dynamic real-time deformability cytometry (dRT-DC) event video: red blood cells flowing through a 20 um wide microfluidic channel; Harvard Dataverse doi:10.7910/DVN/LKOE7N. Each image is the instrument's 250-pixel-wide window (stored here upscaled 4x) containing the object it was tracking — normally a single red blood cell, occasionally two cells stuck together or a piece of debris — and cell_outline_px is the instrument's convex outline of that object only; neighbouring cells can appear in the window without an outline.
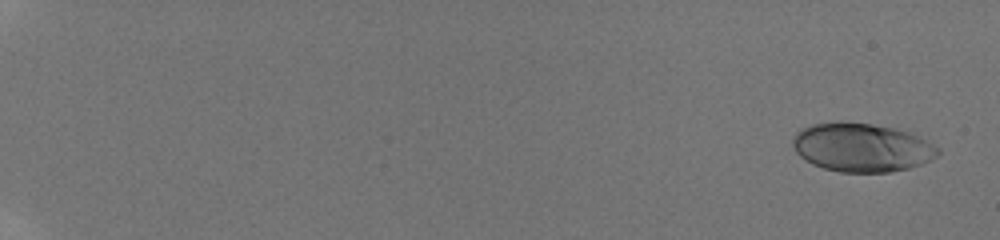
{"species": "human", "species_latin": "Homo sapiens", "temperature_condition": "room temperature", "stored_images_in_passage": 13, "camera_frame_rate_fps": 3000, "um_per_image_px": 0.085, "donor": {"sex": "male"}, "frame": {"image": 1, "passage_image": 1, "time_ms": 0.0, "image_size_px": [1000, 240], "cell_outline_px": [[940, 152], [936, 156], [920, 164], [908, 168], [888, 172], [840, 172], [824, 168], [812, 164], [804, 160], [796, 152], [792, 144], [792, 140], [796, 132], [800, 128], [812, 124], [836, 120], [844, 120], [872, 124], [892, 128], [908, 132], [940, 148]], "centroid_in_image_um": [73.17, 12.51], "position_along_channel_um": 11.8, "area_um2": 41.27}}
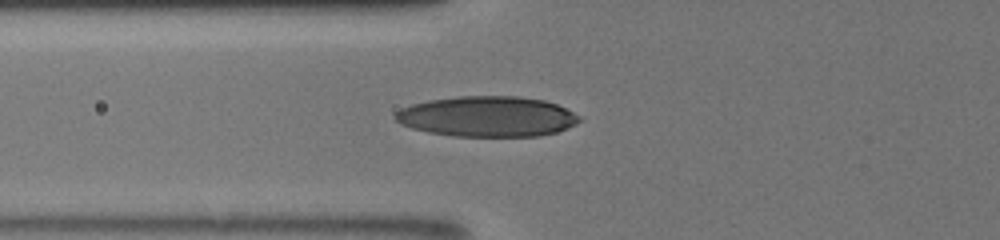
{"frame": {"image": 2, "passage_image": 10, "time_ms": 7.333, "image_size_px": [1000, 240], "cell_outline_px": [[580, 120], [576, 124], [568, 128], [556, 132], [540, 136], [452, 136], [428, 132], [412, 128], [400, 124], [392, 116], [400, 108], [412, 104], [428, 100], [456, 96], [520, 96], [544, 100], [556, 104], [580, 116]], "centroid_in_image_um": [41.39, 9.9], "position_along_channel_um": 84.4, "area_um2": 43.58}}
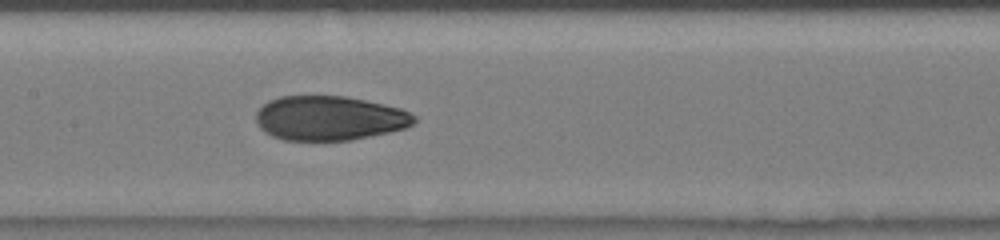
{"frame": {"image": 3, "passage_image": 13, "time_ms": 9.667, "image_size_px": [1000, 240], "cell_outline_px": [[416, 120], [412, 124], [404, 128], [388, 132], [352, 140], [284, 140], [272, 136], [264, 132], [256, 124], [256, 112], [268, 100], [280, 96], [344, 96], [384, 104], [400, 108], [416, 116]], "centroid_in_image_um": [27.96, 10.04], "position_along_channel_um": 179.4, "area_um2": 40.92}}